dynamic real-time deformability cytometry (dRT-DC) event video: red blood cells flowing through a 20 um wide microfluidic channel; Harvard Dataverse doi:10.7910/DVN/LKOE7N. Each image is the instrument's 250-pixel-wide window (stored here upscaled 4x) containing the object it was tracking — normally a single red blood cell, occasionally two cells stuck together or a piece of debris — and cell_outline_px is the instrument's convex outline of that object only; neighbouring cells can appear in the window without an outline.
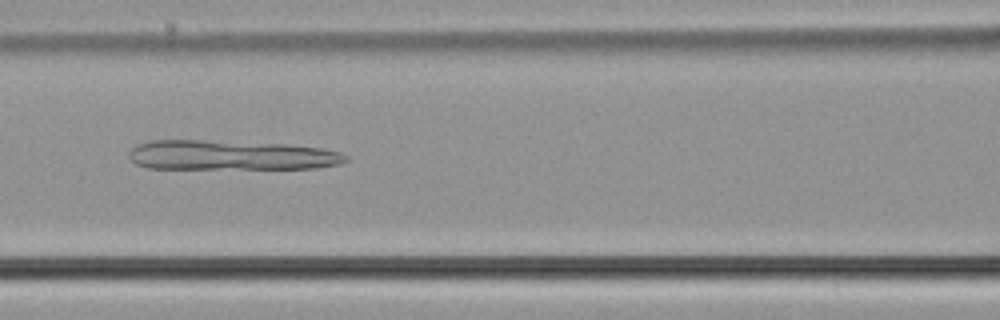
{"species": "common noctule bat (a hibernating species)", "species_latin": "Nyctalus noctula", "temperature_condition": "cold", "stored_images_in_passage": 35, "camera_frame_rate_fps": 3000, "um_per_image_px": 0.085, "animal": {"sex": "male", "body_mass_g": 21.5, "forearm_length_mm": 52.0}, "frame": {"image": 1, "passage_image": 9, "time_ms": 2.667, "image_size_px": [1000, 320], "cell_outline_px": [[348, 160], [340, 164], [316, 168], [148, 168], [136, 164], [128, 156], [128, 152], [136, 144], [148, 140], [200, 140], [284, 144], [320, 148], [340, 152], [348, 156]], "centroid_in_image_um": [19.59, 13.19], "position_along_channel_um": 147.0, "area_um2": 37.51}}
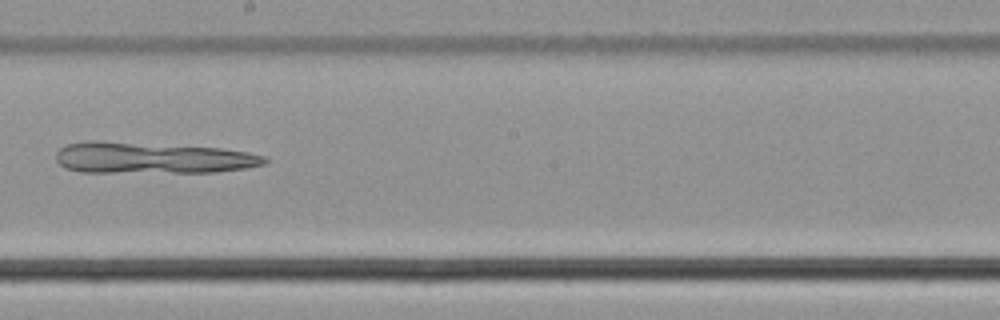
{"frame": {"image": 2, "passage_image": 16, "time_ms": 5.0, "image_size_px": [1000, 320], "cell_outline_px": [[268, 160], [264, 164], [244, 168], [216, 172], [80, 172], [64, 168], [56, 160], [56, 152], [60, 148], [68, 144], [88, 140], [96, 140], [220, 148], [248, 152], [264, 156]], "centroid_in_image_um": [12.89, 13.42], "position_along_channel_um": 235.3, "area_um2": 38.09}}
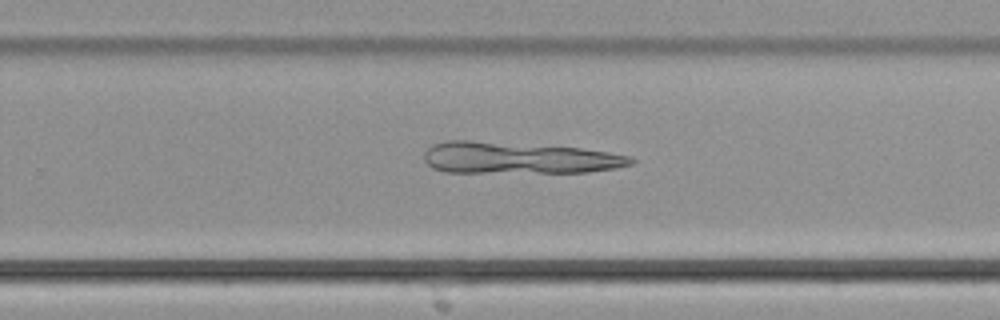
{"frame": {"image": 3, "passage_image": 20, "time_ms": 6.333, "image_size_px": [1000, 320], "cell_outline_px": [[636, 160], [632, 164], [616, 168], [588, 172], [444, 172], [432, 168], [424, 160], [424, 152], [432, 144], [448, 140], [468, 140], [580, 148], [608, 152], [628, 156]], "centroid_in_image_um": [44.04, 13.42], "position_along_channel_um": 285.8, "area_um2": 37.97}}